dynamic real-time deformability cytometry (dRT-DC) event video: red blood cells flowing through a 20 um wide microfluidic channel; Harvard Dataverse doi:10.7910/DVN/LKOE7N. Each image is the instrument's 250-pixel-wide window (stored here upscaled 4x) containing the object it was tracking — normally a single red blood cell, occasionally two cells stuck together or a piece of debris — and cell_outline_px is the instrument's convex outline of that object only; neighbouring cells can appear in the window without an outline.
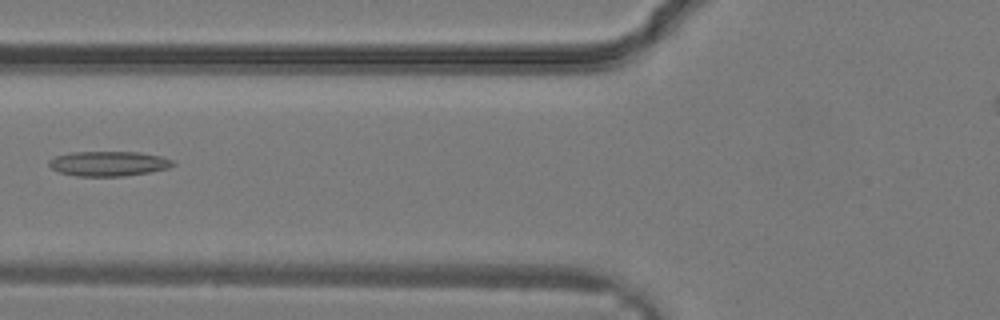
{"species": "common noctule bat (a hibernating species)", "species_latin": "Nyctalus noctula", "temperature_condition": "warm", "stored_images_in_passage": 18, "camera_frame_rate_fps": 3000, "um_per_image_px": 0.085, "animal": {"sex": "male", "body_mass_g": 19.2, "forearm_length_mm": 51.8}, "frame": {"image": 1, "passage_image": 13, "time_ms": 4.0, "image_size_px": [1000, 320], "cell_outline_px": [[176, 164], [168, 168], [148, 172], [124, 176], [76, 176], [60, 172], [52, 168], [48, 164], [48, 160], [56, 156], [72, 152], [140, 152], [160, 156], [172, 160]], "centroid_in_image_um": [9.22, 13.9], "position_along_channel_um": 116.6, "area_um2": 17.86}}
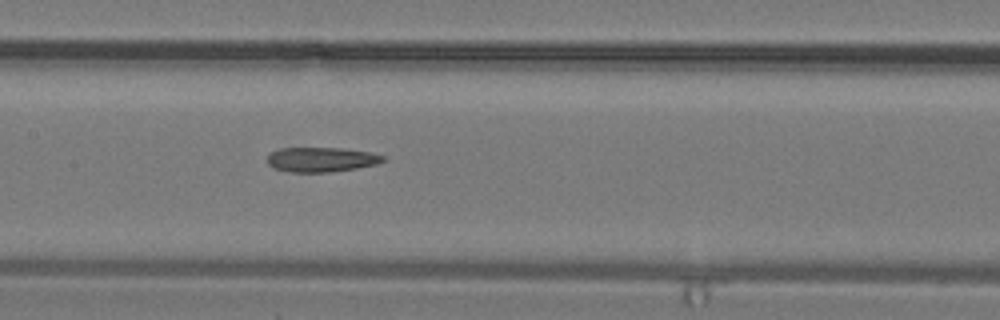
{"frame": {"image": 2, "passage_image": 16, "time_ms": 5.0, "image_size_px": [1000, 320], "cell_outline_px": [[388, 160], [376, 164], [356, 168], [332, 172], [292, 172], [276, 168], [268, 164], [268, 156], [272, 152], [280, 148], [340, 148], [372, 152], [384, 156]], "centroid_in_image_um": [27.37, 13.56], "position_along_channel_um": 180.0, "area_um2": 16.59}}
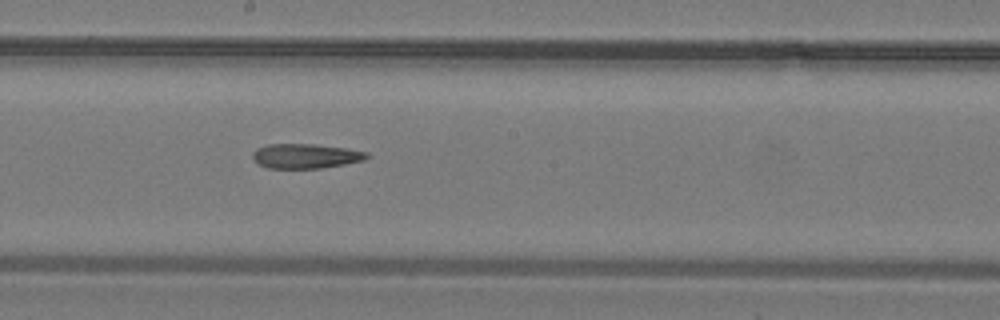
{"frame": {"image": 3, "passage_image": 18, "time_ms": 5.667, "image_size_px": [1000, 320], "cell_outline_px": [[372, 156], [364, 160], [344, 164], [320, 168], [268, 168], [252, 160], [252, 152], [256, 148], [268, 144], [316, 144], [348, 148], [368, 152]], "centroid_in_image_um": [25.99, 13.25], "position_along_channel_um": 222.2, "area_um2": 16.59}}